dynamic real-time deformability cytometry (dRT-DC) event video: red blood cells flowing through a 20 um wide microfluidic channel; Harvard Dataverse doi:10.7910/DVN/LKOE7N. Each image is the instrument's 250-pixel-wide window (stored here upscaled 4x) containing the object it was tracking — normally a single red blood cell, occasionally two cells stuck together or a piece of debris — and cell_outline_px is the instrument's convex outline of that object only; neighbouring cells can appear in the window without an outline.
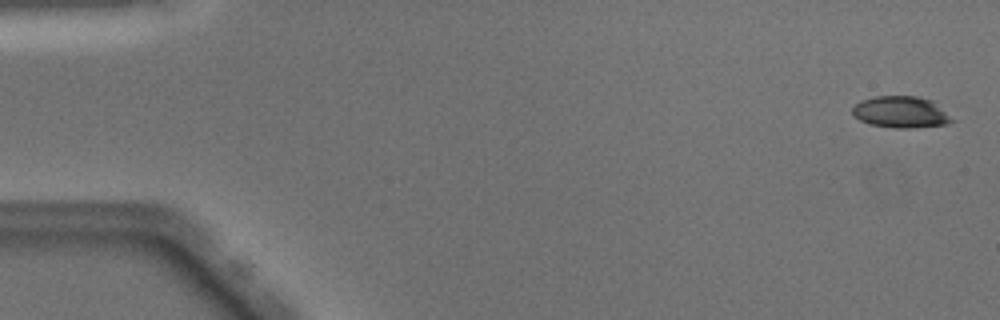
{"species": "Egyptian fruit bat (a non-hibernating species)", "species_latin": "Rousettus aegyptiacus", "temperature_condition": "warm", "stored_images_in_passage": 51, "camera_frame_rate_fps": 3000, "um_per_image_px": 0.085, "animal": {"sex": "male"}, "frame": {"image": 1, "passage_image": 2, "time_ms": 0.333, "image_size_px": [1000, 320], "cell_outline_px": [[956, 120], [948, 124], [912, 128], [892, 128], [868, 124], [852, 116], [852, 108], [860, 100], [876, 96], [916, 96], [932, 100]], "centroid_in_image_um": [76.57, 9.53], "position_along_channel_um": 8.4, "area_um2": 18.55}}
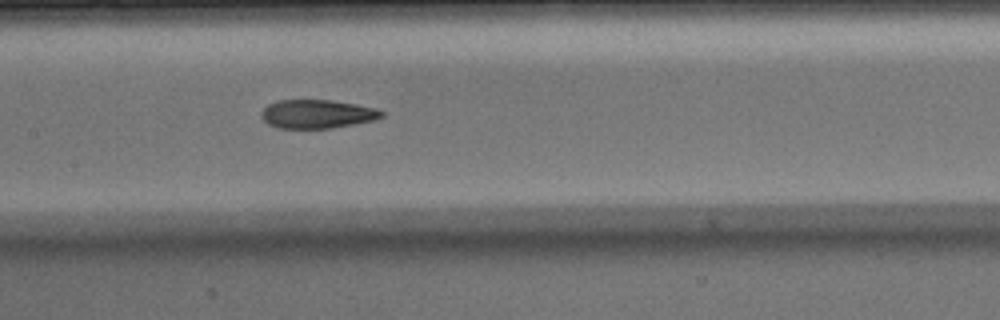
{"frame": {"image": 2, "passage_image": 25, "time_ms": 8.0, "image_size_px": [1000, 320], "cell_outline_px": [[388, 112], [384, 116], [372, 120], [332, 128], [276, 128], [268, 124], [260, 116], [264, 108], [268, 104], [276, 100], [332, 100], [356, 104], [376, 108]], "centroid_in_image_um": [26.96, 9.68], "position_along_channel_um": 180.4, "area_um2": 20.17}}
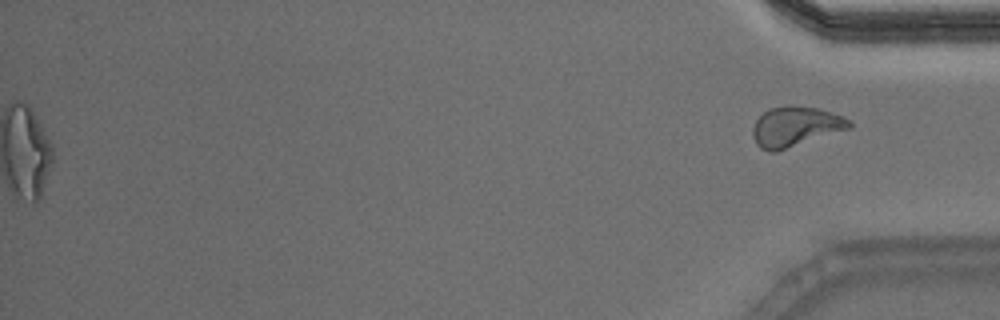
{"frame": {"image": 3, "passage_image": 51, "time_ms": 16.667, "image_size_px": [1000, 320], "cell_outline_px": [[852, 128], [776, 152], [768, 152], [760, 148], [756, 144], [752, 132], [752, 128], [756, 120], [768, 108], [788, 104], [796, 104], [820, 108], [844, 116], [852, 124]], "centroid_in_image_um": [67.62, 10.74], "position_along_channel_um": 367.6, "area_um2": 23.0}, "authors_computed_cell_mechanics": {"area_um2": 20.7502, "velocity_mm_per_s": 4.0761, "shape_relaxation_time_tau1_ms": 5.8384, "shape_relaxation_time_tau2_ms": 1.8371, "deformation_change_tau1": 0.2145, "deformation_change_tau2": 0.1055}}